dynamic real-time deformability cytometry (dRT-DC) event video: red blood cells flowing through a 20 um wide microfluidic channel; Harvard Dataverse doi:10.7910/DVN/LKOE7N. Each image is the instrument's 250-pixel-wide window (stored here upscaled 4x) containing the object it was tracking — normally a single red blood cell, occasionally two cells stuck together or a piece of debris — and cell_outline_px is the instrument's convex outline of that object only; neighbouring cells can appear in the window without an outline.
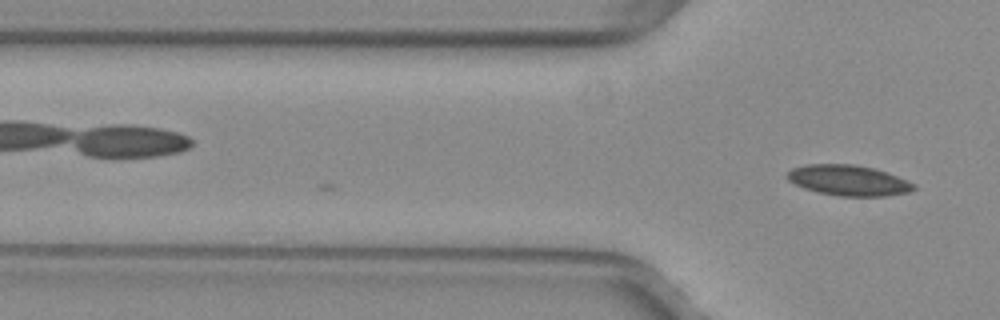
{"species": "common noctule bat (a hibernating species)", "species_latin": "Nyctalus noctula", "temperature_condition": "warm", "stored_images_in_passage": 4, "camera_frame_rate_fps": 3000, "um_per_image_px": 0.085, "animal": {"sex": "female", "body_mass_g": 29.2, "forearm_length_mm": 56.3}, "frame": {"image": 1, "passage_image": 4, "time_ms": 1.0, "image_size_px": [1000, 320], "cell_outline_px": [[916, 188], [908, 192], [884, 196], [836, 196], [816, 192], [804, 188], [788, 180], [784, 176], [792, 168], [804, 164], [856, 164], [872, 168], [896, 176], [916, 184]], "centroid_in_image_um": [72.07, 15.33], "position_along_channel_um": 53.7, "area_um2": 22.54}}